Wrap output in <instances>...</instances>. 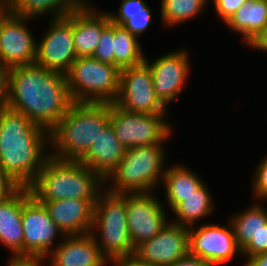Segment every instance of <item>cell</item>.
Masks as SVG:
<instances>
[{
  "mask_svg": "<svg viewBox=\"0 0 267 266\" xmlns=\"http://www.w3.org/2000/svg\"><path fill=\"white\" fill-rule=\"evenodd\" d=\"M66 74L36 64L15 66L7 74V107L51 131L73 104Z\"/></svg>",
  "mask_w": 267,
  "mask_h": 266,
  "instance_id": "6da1fadb",
  "label": "cell"
},
{
  "mask_svg": "<svg viewBox=\"0 0 267 266\" xmlns=\"http://www.w3.org/2000/svg\"><path fill=\"white\" fill-rule=\"evenodd\" d=\"M0 140V168L19 187H29L50 157L45 152L50 132L5 107L0 109Z\"/></svg>",
  "mask_w": 267,
  "mask_h": 266,
  "instance_id": "7a4b0ae2",
  "label": "cell"
},
{
  "mask_svg": "<svg viewBox=\"0 0 267 266\" xmlns=\"http://www.w3.org/2000/svg\"><path fill=\"white\" fill-rule=\"evenodd\" d=\"M109 124L110 103L74 102L50 131V147L53 146L50 156L80 161Z\"/></svg>",
  "mask_w": 267,
  "mask_h": 266,
  "instance_id": "3957f363",
  "label": "cell"
},
{
  "mask_svg": "<svg viewBox=\"0 0 267 266\" xmlns=\"http://www.w3.org/2000/svg\"><path fill=\"white\" fill-rule=\"evenodd\" d=\"M103 183L98 174L80 161H62L50 156L28 188L37 201L97 200Z\"/></svg>",
  "mask_w": 267,
  "mask_h": 266,
  "instance_id": "277c9868",
  "label": "cell"
},
{
  "mask_svg": "<svg viewBox=\"0 0 267 266\" xmlns=\"http://www.w3.org/2000/svg\"><path fill=\"white\" fill-rule=\"evenodd\" d=\"M90 233L111 263L133 257L135 248L128 231L124 194L101 191L94 205Z\"/></svg>",
  "mask_w": 267,
  "mask_h": 266,
  "instance_id": "5b68a950",
  "label": "cell"
},
{
  "mask_svg": "<svg viewBox=\"0 0 267 266\" xmlns=\"http://www.w3.org/2000/svg\"><path fill=\"white\" fill-rule=\"evenodd\" d=\"M161 146L145 145L126 149L117 168L105 180L106 183L112 180L113 185L105 190L114 194L153 193L152 190L163 181L166 169L165 153Z\"/></svg>",
  "mask_w": 267,
  "mask_h": 266,
  "instance_id": "8992f818",
  "label": "cell"
},
{
  "mask_svg": "<svg viewBox=\"0 0 267 266\" xmlns=\"http://www.w3.org/2000/svg\"><path fill=\"white\" fill-rule=\"evenodd\" d=\"M66 79L73 102L114 103L119 94L120 69L92 57H77Z\"/></svg>",
  "mask_w": 267,
  "mask_h": 266,
  "instance_id": "52a82bcc",
  "label": "cell"
},
{
  "mask_svg": "<svg viewBox=\"0 0 267 266\" xmlns=\"http://www.w3.org/2000/svg\"><path fill=\"white\" fill-rule=\"evenodd\" d=\"M167 114L127 112L110 103V125L117 139L126 148L163 145L172 133ZM165 140V141H164Z\"/></svg>",
  "mask_w": 267,
  "mask_h": 266,
  "instance_id": "ba28073f",
  "label": "cell"
},
{
  "mask_svg": "<svg viewBox=\"0 0 267 266\" xmlns=\"http://www.w3.org/2000/svg\"><path fill=\"white\" fill-rule=\"evenodd\" d=\"M114 104L131 113L167 114V107L156 96L145 61L120 70L119 94Z\"/></svg>",
  "mask_w": 267,
  "mask_h": 266,
  "instance_id": "9c48e42d",
  "label": "cell"
},
{
  "mask_svg": "<svg viewBox=\"0 0 267 266\" xmlns=\"http://www.w3.org/2000/svg\"><path fill=\"white\" fill-rule=\"evenodd\" d=\"M22 227L24 233V257L45 258L54 249L58 234L65 236L51 219L47 208L38 202L28 187H23ZM53 246V247H52Z\"/></svg>",
  "mask_w": 267,
  "mask_h": 266,
  "instance_id": "30bf717a",
  "label": "cell"
},
{
  "mask_svg": "<svg viewBox=\"0 0 267 266\" xmlns=\"http://www.w3.org/2000/svg\"><path fill=\"white\" fill-rule=\"evenodd\" d=\"M50 20L46 30L48 32L37 43L35 64L66 74L77 59L72 33V12Z\"/></svg>",
  "mask_w": 267,
  "mask_h": 266,
  "instance_id": "8fae6325",
  "label": "cell"
},
{
  "mask_svg": "<svg viewBox=\"0 0 267 266\" xmlns=\"http://www.w3.org/2000/svg\"><path fill=\"white\" fill-rule=\"evenodd\" d=\"M227 227L217 224H202L189 227V254L204 260L210 266L224 265L242 253L230 222Z\"/></svg>",
  "mask_w": 267,
  "mask_h": 266,
  "instance_id": "7c38bea8",
  "label": "cell"
},
{
  "mask_svg": "<svg viewBox=\"0 0 267 266\" xmlns=\"http://www.w3.org/2000/svg\"><path fill=\"white\" fill-rule=\"evenodd\" d=\"M128 231L134 248L153 238L167 224L163 204L152 195L145 193H125Z\"/></svg>",
  "mask_w": 267,
  "mask_h": 266,
  "instance_id": "4fadbf2b",
  "label": "cell"
},
{
  "mask_svg": "<svg viewBox=\"0 0 267 266\" xmlns=\"http://www.w3.org/2000/svg\"><path fill=\"white\" fill-rule=\"evenodd\" d=\"M189 254V227L168 222L153 238L135 248L133 258L152 266H170Z\"/></svg>",
  "mask_w": 267,
  "mask_h": 266,
  "instance_id": "5bb4252c",
  "label": "cell"
},
{
  "mask_svg": "<svg viewBox=\"0 0 267 266\" xmlns=\"http://www.w3.org/2000/svg\"><path fill=\"white\" fill-rule=\"evenodd\" d=\"M30 19L10 13L0 25V65L6 69L35 64L37 41L25 24Z\"/></svg>",
  "mask_w": 267,
  "mask_h": 266,
  "instance_id": "9a60e30c",
  "label": "cell"
},
{
  "mask_svg": "<svg viewBox=\"0 0 267 266\" xmlns=\"http://www.w3.org/2000/svg\"><path fill=\"white\" fill-rule=\"evenodd\" d=\"M177 51V52H176ZM150 63L145 57L152 73L154 91L159 100L167 107L175 101L183 90L184 81L189 74V54L186 50H176Z\"/></svg>",
  "mask_w": 267,
  "mask_h": 266,
  "instance_id": "2e32d148",
  "label": "cell"
},
{
  "mask_svg": "<svg viewBox=\"0 0 267 266\" xmlns=\"http://www.w3.org/2000/svg\"><path fill=\"white\" fill-rule=\"evenodd\" d=\"M50 253L49 266H106L110 261L102 254L91 233L66 235Z\"/></svg>",
  "mask_w": 267,
  "mask_h": 266,
  "instance_id": "e0dca14e",
  "label": "cell"
},
{
  "mask_svg": "<svg viewBox=\"0 0 267 266\" xmlns=\"http://www.w3.org/2000/svg\"><path fill=\"white\" fill-rule=\"evenodd\" d=\"M38 202L44 204L51 219L65 236L91 232L96 200L65 199Z\"/></svg>",
  "mask_w": 267,
  "mask_h": 266,
  "instance_id": "ac0fdd59",
  "label": "cell"
},
{
  "mask_svg": "<svg viewBox=\"0 0 267 266\" xmlns=\"http://www.w3.org/2000/svg\"><path fill=\"white\" fill-rule=\"evenodd\" d=\"M87 1L72 12V33L77 57H91L103 29L111 22L108 12L89 7Z\"/></svg>",
  "mask_w": 267,
  "mask_h": 266,
  "instance_id": "d6986e66",
  "label": "cell"
},
{
  "mask_svg": "<svg viewBox=\"0 0 267 266\" xmlns=\"http://www.w3.org/2000/svg\"><path fill=\"white\" fill-rule=\"evenodd\" d=\"M125 151L126 148L117 139L114 129L109 124L96 138L80 162L105 181L117 168Z\"/></svg>",
  "mask_w": 267,
  "mask_h": 266,
  "instance_id": "ffe728a7",
  "label": "cell"
},
{
  "mask_svg": "<svg viewBox=\"0 0 267 266\" xmlns=\"http://www.w3.org/2000/svg\"><path fill=\"white\" fill-rule=\"evenodd\" d=\"M22 210L23 187L0 200V242L11 250L12 257H24Z\"/></svg>",
  "mask_w": 267,
  "mask_h": 266,
  "instance_id": "44dd1931",
  "label": "cell"
},
{
  "mask_svg": "<svg viewBox=\"0 0 267 266\" xmlns=\"http://www.w3.org/2000/svg\"><path fill=\"white\" fill-rule=\"evenodd\" d=\"M225 24L250 47L267 28V0H246Z\"/></svg>",
  "mask_w": 267,
  "mask_h": 266,
  "instance_id": "7402d4cb",
  "label": "cell"
},
{
  "mask_svg": "<svg viewBox=\"0 0 267 266\" xmlns=\"http://www.w3.org/2000/svg\"><path fill=\"white\" fill-rule=\"evenodd\" d=\"M201 178L195 172L182 165L167 167L164 172L163 183L165 184L166 202L173 210L186 197L195 193L203 184Z\"/></svg>",
  "mask_w": 267,
  "mask_h": 266,
  "instance_id": "603a6c76",
  "label": "cell"
},
{
  "mask_svg": "<svg viewBox=\"0 0 267 266\" xmlns=\"http://www.w3.org/2000/svg\"><path fill=\"white\" fill-rule=\"evenodd\" d=\"M87 0H10V13L38 18L50 13L52 18L64 17L80 8Z\"/></svg>",
  "mask_w": 267,
  "mask_h": 266,
  "instance_id": "cb8c5ba5",
  "label": "cell"
},
{
  "mask_svg": "<svg viewBox=\"0 0 267 266\" xmlns=\"http://www.w3.org/2000/svg\"><path fill=\"white\" fill-rule=\"evenodd\" d=\"M203 183L195 193L186 197V200L179 203L172 211L177 217L174 224L191 227L197 220L211 215L214 210V200Z\"/></svg>",
  "mask_w": 267,
  "mask_h": 266,
  "instance_id": "d4e9b609",
  "label": "cell"
},
{
  "mask_svg": "<svg viewBox=\"0 0 267 266\" xmlns=\"http://www.w3.org/2000/svg\"><path fill=\"white\" fill-rule=\"evenodd\" d=\"M256 204L231 217L232 219L229 218L236 242L241 249L260 232H267V208Z\"/></svg>",
  "mask_w": 267,
  "mask_h": 266,
  "instance_id": "484cf974",
  "label": "cell"
},
{
  "mask_svg": "<svg viewBox=\"0 0 267 266\" xmlns=\"http://www.w3.org/2000/svg\"><path fill=\"white\" fill-rule=\"evenodd\" d=\"M151 9L143 0H122L118 14L108 12L113 24L123 26L139 38L152 21Z\"/></svg>",
  "mask_w": 267,
  "mask_h": 266,
  "instance_id": "4316f807",
  "label": "cell"
},
{
  "mask_svg": "<svg viewBox=\"0 0 267 266\" xmlns=\"http://www.w3.org/2000/svg\"><path fill=\"white\" fill-rule=\"evenodd\" d=\"M138 39L123 26L114 24V65L120 70L145 61Z\"/></svg>",
  "mask_w": 267,
  "mask_h": 266,
  "instance_id": "83f0119b",
  "label": "cell"
},
{
  "mask_svg": "<svg viewBox=\"0 0 267 266\" xmlns=\"http://www.w3.org/2000/svg\"><path fill=\"white\" fill-rule=\"evenodd\" d=\"M205 7L206 4L202 0H162L161 19L166 26L172 27L193 19Z\"/></svg>",
  "mask_w": 267,
  "mask_h": 266,
  "instance_id": "f1b7e54d",
  "label": "cell"
},
{
  "mask_svg": "<svg viewBox=\"0 0 267 266\" xmlns=\"http://www.w3.org/2000/svg\"><path fill=\"white\" fill-rule=\"evenodd\" d=\"M91 57L100 62L114 65V24L112 22L103 29L98 45Z\"/></svg>",
  "mask_w": 267,
  "mask_h": 266,
  "instance_id": "f546056e",
  "label": "cell"
},
{
  "mask_svg": "<svg viewBox=\"0 0 267 266\" xmlns=\"http://www.w3.org/2000/svg\"><path fill=\"white\" fill-rule=\"evenodd\" d=\"M253 193L259 199L267 201V156L261 161L253 177Z\"/></svg>",
  "mask_w": 267,
  "mask_h": 266,
  "instance_id": "4dcf8cb0",
  "label": "cell"
},
{
  "mask_svg": "<svg viewBox=\"0 0 267 266\" xmlns=\"http://www.w3.org/2000/svg\"><path fill=\"white\" fill-rule=\"evenodd\" d=\"M216 13L224 24L246 2V0H213Z\"/></svg>",
  "mask_w": 267,
  "mask_h": 266,
  "instance_id": "1f68e13d",
  "label": "cell"
},
{
  "mask_svg": "<svg viewBox=\"0 0 267 266\" xmlns=\"http://www.w3.org/2000/svg\"><path fill=\"white\" fill-rule=\"evenodd\" d=\"M241 250V254L246 257L267 252V232H260L255 239H251Z\"/></svg>",
  "mask_w": 267,
  "mask_h": 266,
  "instance_id": "d6a6232c",
  "label": "cell"
},
{
  "mask_svg": "<svg viewBox=\"0 0 267 266\" xmlns=\"http://www.w3.org/2000/svg\"><path fill=\"white\" fill-rule=\"evenodd\" d=\"M19 186L12 181L0 168V200L7 198Z\"/></svg>",
  "mask_w": 267,
  "mask_h": 266,
  "instance_id": "836d02e7",
  "label": "cell"
},
{
  "mask_svg": "<svg viewBox=\"0 0 267 266\" xmlns=\"http://www.w3.org/2000/svg\"><path fill=\"white\" fill-rule=\"evenodd\" d=\"M45 258L40 257H10L8 266H41Z\"/></svg>",
  "mask_w": 267,
  "mask_h": 266,
  "instance_id": "e575fe53",
  "label": "cell"
},
{
  "mask_svg": "<svg viewBox=\"0 0 267 266\" xmlns=\"http://www.w3.org/2000/svg\"><path fill=\"white\" fill-rule=\"evenodd\" d=\"M7 74L8 69L0 65V109L7 107Z\"/></svg>",
  "mask_w": 267,
  "mask_h": 266,
  "instance_id": "d590c367",
  "label": "cell"
},
{
  "mask_svg": "<svg viewBox=\"0 0 267 266\" xmlns=\"http://www.w3.org/2000/svg\"><path fill=\"white\" fill-rule=\"evenodd\" d=\"M170 266H210V265L206 263L204 260H201L200 258L194 255L188 254Z\"/></svg>",
  "mask_w": 267,
  "mask_h": 266,
  "instance_id": "8d00e7d4",
  "label": "cell"
},
{
  "mask_svg": "<svg viewBox=\"0 0 267 266\" xmlns=\"http://www.w3.org/2000/svg\"><path fill=\"white\" fill-rule=\"evenodd\" d=\"M246 258L247 261L244 266H267V252Z\"/></svg>",
  "mask_w": 267,
  "mask_h": 266,
  "instance_id": "74e56055",
  "label": "cell"
},
{
  "mask_svg": "<svg viewBox=\"0 0 267 266\" xmlns=\"http://www.w3.org/2000/svg\"><path fill=\"white\" fill-rule=\"evenodd\" d=\"M250 46L267 52V28Z\"/></svg>",
  "mask_w": 267,
  "mask_h": 266,
  "instance_id": "f35d334b",
  "label": "cell"
},
{
  "mask_svg": "<svg viewBox=\"0 0 267 266\" xmlns=\"http://www.w3.org/2000/svg\"><path fill=\"white\" fill-rule=\"evenodd\" d=\"M113 265L114 266H152V265L143 264V263L137 261L133 257L113 262Z\"/></svg>",
  "mask_w": 267,
  "mask_h": 266,
  "instance_id": "ab89813d",
  "label": "cell"
},
{
  "mask_svg": "<svg viewBox=\"0 0 267 266\" xmlns=\"http://www.w3.org/2000/svg\"><path fill=\"white\" fill-rule=\"evenodd\" d=\"M10 14V0H0V25Z\"/></svg>",
  "mask_w": 267,
  "mask_h": 266,
  "instance_id": "60d3db41",
  "label": "cell"
},
{
  "mask_svg": "<svg viewBox=\"0 0 267 266\" xmlns=\"http://www.w3.org/2000/svg\"><path fill=\"white\" fill-rule=\"evenodd\" d=\"M205 4L209 3V0H202Z\"/></svg>",
  "mask_w": 267,
  "mask_h": 266,
  "instance_id": "b9f144b4",
  "label": "cell"
}]
</instances>
